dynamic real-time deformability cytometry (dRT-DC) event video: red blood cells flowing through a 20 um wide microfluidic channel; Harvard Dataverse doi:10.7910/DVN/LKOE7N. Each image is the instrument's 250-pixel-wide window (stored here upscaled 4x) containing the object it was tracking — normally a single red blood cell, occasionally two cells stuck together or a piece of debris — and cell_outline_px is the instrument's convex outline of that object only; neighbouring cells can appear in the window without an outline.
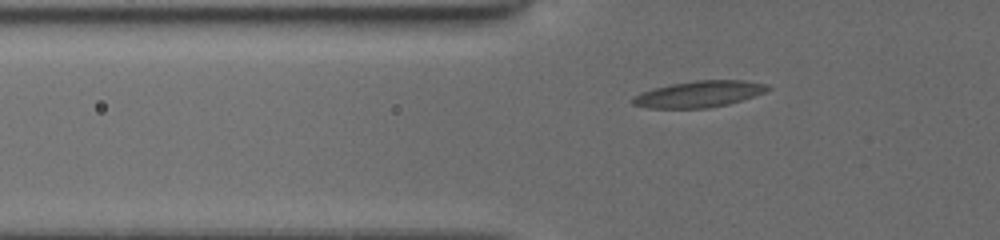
{"species": "common noctule bat (a hibernating species)", "species_latin": "Nyctalus noctula", "temperature_condition": "cold", "stored_images_in_passage": 38, "camera_frame_rate_fps": 3000, "um_per_image_px": 0.085, "animal": {"sex": "female", "body_mass_g": 19.5, "forearm_length_mm": 54.1}, "frame": {"image": 1, "passage_image": 6, "time_ms": 1.667, "image_size_px": [1000, 240], "cell_outline_px": [[772, 88], [764, 92], [728, 104], [708, 108], [648, 108], [632, 104], [632, 100], [640, 92], [672, 84], [696, 80], [744, 80], [768, 84]], "centroid_in_image_um": [59.44, 7.99], "position_along_channel_um": 66.4, "area_um2": 20.52}}
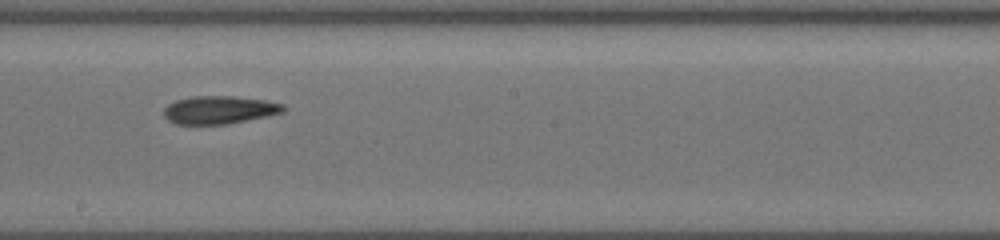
{"frame": {"image": 2, "passage_image": 19, "time_ms": 6.0, "image_size_px": [1000, 240], "cell_outline_px": [[288, 108], [284, 112], [268, 116], [228, 124], [176, 124], [168, 120], [164, 116], [164, 108], [168, 104], [176, 100], [192, 96], [236, 96], [264, 100], [284, 104]], "centroid_in_image_um": [18.67, 9.34], "position_along_channel_um": 229.5, "area_um2": 19.65}}
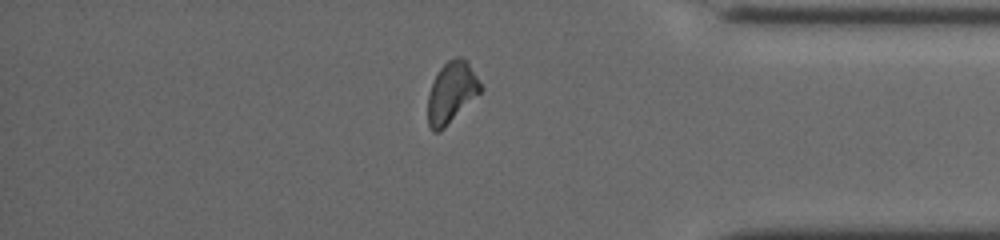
{"frame": {"image": 3, "passage_image": 33, "time_ms": 10.667, "image_size_px": [1000, 240], "cell_outline_px": [[484, 88], [444, 128], [436, 132], [432, 132], [428, 124], [428, 96], [432, 84], [440, 68], [448, 60], [456, 56], [460, 56], [468, 60]], "centroid_in_image_um": [38.39, 7.82], "position_along_channel_um": 396.8, "area_um2": 18.67}}